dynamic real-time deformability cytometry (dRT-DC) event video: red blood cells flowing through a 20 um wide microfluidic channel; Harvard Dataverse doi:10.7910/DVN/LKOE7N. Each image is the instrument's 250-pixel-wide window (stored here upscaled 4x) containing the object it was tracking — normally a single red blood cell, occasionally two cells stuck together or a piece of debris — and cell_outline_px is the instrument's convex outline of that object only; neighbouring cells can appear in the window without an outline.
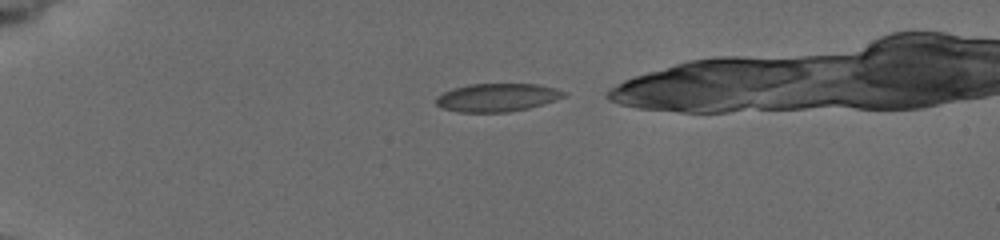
{"species": "common noctule bat (a hibernating species)", "species_latin": "Nyctalus noctula", "temperature_condition": "cold", "stored_images_in_passage": 4, "camera_frame_rate_fps": 3000, "um_per_image_px": 0.085, "animal": {"sex": "female", "body_mass_g": 19.5, "forearm_length_mm": 54.1}, "frame": {"image": 1, "passage_image": 1, "time_ms": 0.0, "image_size_px": [1000, 240], "cell_outline_px": [[568, 96], [556, 100], [528, 108], [508, 112], [460, 112], [440, 108], [436, 104], [436, 96], [452, 88], [468, 84], [536, 84], [556, 88], [568, 92]], "centroid_in_image_um": [42.27, 8.28], "position_along_channel_um": 42.7, "area_um2": 21.15}}
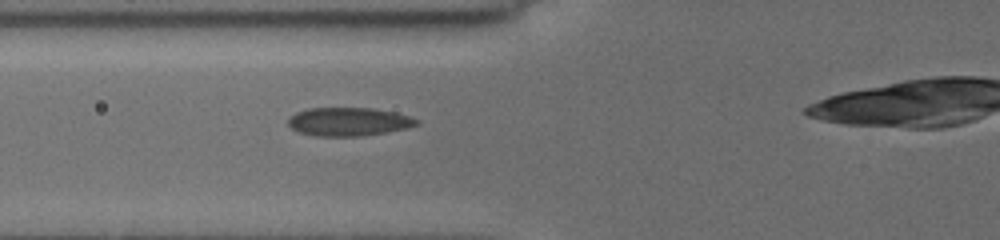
{"frame": {"image": 2, "passage_image": 4, "time_ms": 2.667, "image_size_px": [1000, 240], "cell_outline_px": [[420, 124], [408, 128], [388, 132], [360, 136], [316, 136], [300, 132], [292, 128], [288, 124], [288, 116], [296, 112], [308, 108], [368, 108], [392, 112], [408, 116], [420, 120]], "centroid_in_image_um": [29.63, 10.35], "position_along_channel_um": 96.2, "area_um2": 21.27}}